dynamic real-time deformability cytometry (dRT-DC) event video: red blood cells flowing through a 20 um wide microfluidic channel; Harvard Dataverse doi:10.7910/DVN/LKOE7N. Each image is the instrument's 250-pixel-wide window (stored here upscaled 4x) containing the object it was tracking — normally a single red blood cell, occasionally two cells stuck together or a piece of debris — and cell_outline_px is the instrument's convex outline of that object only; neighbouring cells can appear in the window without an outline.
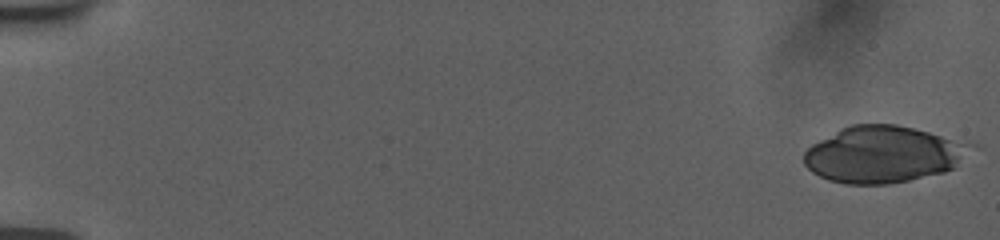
{"species": "human", "species_latin": "Homo sapiens", "temperature_condition": "room temperature", "stored_images_in_passage": 31, "camera_frame_rate_fps": 3000, "um_per_image_px": 0.085, "donor": {"sex": "female"}, "frame": {"image": 1, "passage_image": 1, "time_ms": 0.0, "image_size_px": [1000, 240], "cell_outline_px": [[980, 148], [952, 168], [944, 172], [908, 180], [888, 184], [848, 184], [828, 180], [812, 172], [804, 164], [804, 152], [812, 144], [840, 128], [852, 124], [896, 124], [976, 144]], "centroid_in_image_um": [75.12, 13.11], "position_along_channel_um": 9.9, "area_um2": 55.31}}
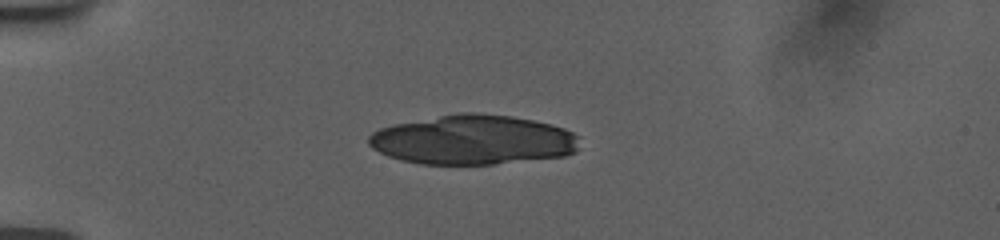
{"frame": {"image": 2, "passage_image": 15, "time_ms": 4.667, "image_size_px": [1000, 240], "cell_outline_px": [[580, 136], [576, 152], [564, 156], [492, 164], [420, 164], [388, 156], [372, 148], [368, 144], [368, 136], [372, 132], [380, 128], [392, 124], [460, 112], [476, 112], [512, 116], [552, 124], [564, 128]], "centroid_in_image_um": [40.21, 11.87], "position_along_channel_um": 44.8, "area_um2": 61.09}}